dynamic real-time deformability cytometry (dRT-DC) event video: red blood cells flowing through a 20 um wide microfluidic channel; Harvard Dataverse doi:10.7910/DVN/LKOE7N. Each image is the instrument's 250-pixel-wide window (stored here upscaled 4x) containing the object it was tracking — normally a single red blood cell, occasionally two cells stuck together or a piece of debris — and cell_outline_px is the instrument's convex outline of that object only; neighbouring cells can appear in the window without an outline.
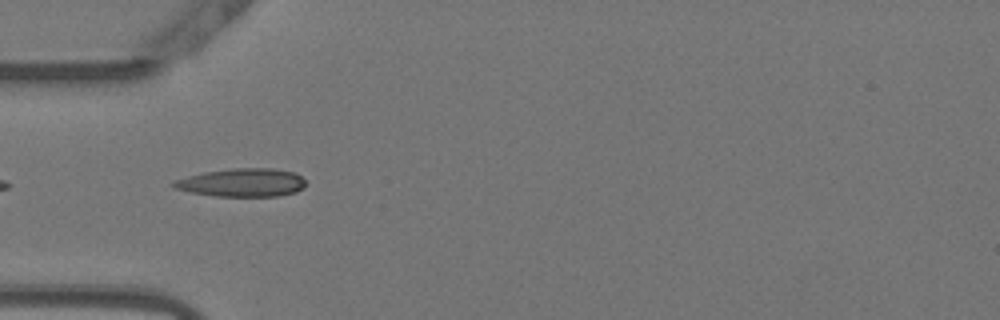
{"species": "Egyptian fruit bat (a non-hibernating species)", "species_latin": "Rousettus aegyptiacus", "temperature_condition": "warm", "stored_images_in_passage": 39, "camera_frame_rate_fps": 3000, "um_per_image_px": 0.085, "animal": {"sex": "female"}, "frame": {"image": 1, "passage_image": 2, "time_ms": 0.333, "image_size_px": [1000, 320], "cell_outline_px": [[304, 188], [296, 192], [280, 196], [216, 196], [192, 192], [176, 188], [168, 184], [172, 180], [204, 172], [232, 168], [272, 168], [296, 172], [304, 180]], "centroid_in_image_um": [20.58, 15.51], "position_along_channel_um": 64.4, "area_um2": 21.85}}
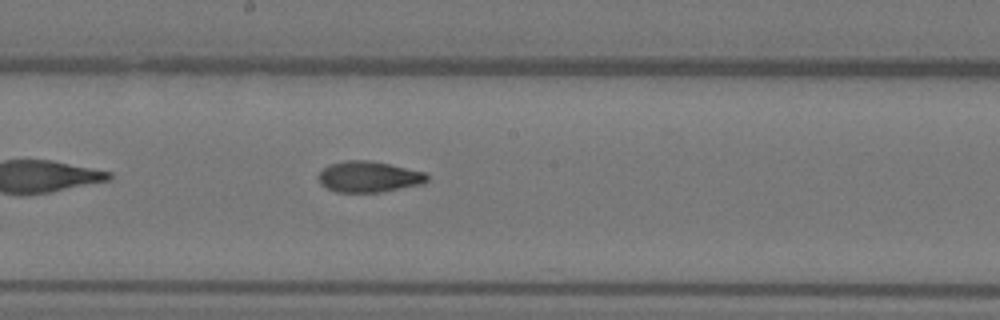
{"frame": {"image": 2, "passage_image": 14, "time_ms": 4.333, "image_size_px": [1000, 320], "cell_outline_px": [[428, 180], [424, 184], [380, 192], [336, 192], [320, 184], [320, 172], [328, 164], [344, 160], [372, 160], [424, 172], [428, 176]], "centroid_in_image_um": [31.36, 15.02], "position_along_channel_um": 216.8, "area_um2": 19.59}}
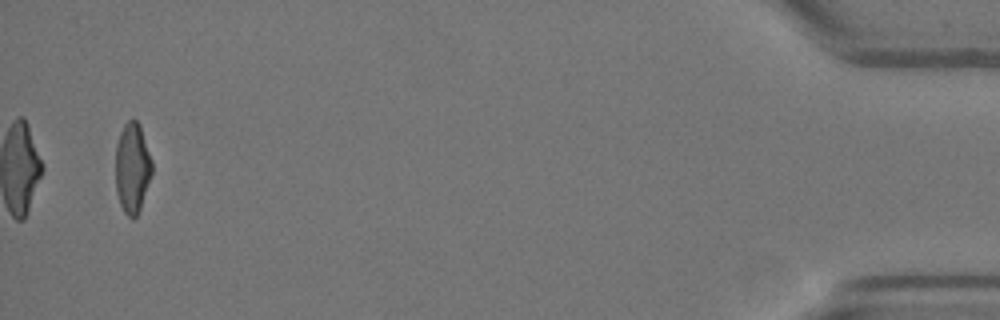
{"frame": {"image": 3, "passage_image": 37, "time_ms": 12.0, "image_size_px": [1000, 320], "cell_outline_px": [[152, 172], [140, 208], [136, 216], [132, 220], [124, 212], [120, 204], [116, 192], [116, 144], [120, 132], [124, 124], [132, 116], [140, 124], [152, 160]], "centroid_in_image_um": [11.24, 14.23], "position_along_channel_um": 424.0, "area_um2": 19.25}, "authors_computed_cell_mechanics": {"area_um2": 19.5364, "velocity_mm_per_s": 3.8078, "shape_relaxation_time_tau1_ms": 10.9483, "shape_relaxation_time_tau2_ms": 2.1318, "deformation_change_tau1": 0.3016, "deformation_change_tau2": 0.073}}